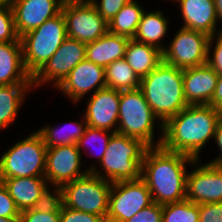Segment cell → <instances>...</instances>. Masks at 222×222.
Listing matches in <instances>:
<instances>
[{
  "label": "cell",
  "mask_w": 222,
  "mask_h": 222,
  "mask_svg": "<svg viewBox=\"0 0 222 222\" xmlns=\"http://www.w3.org/2000/svg\"><path fill=\"white\" fill-rule=\"evenodd\" d=\"M222 113L211 105H188L163 124L157 146L199 159L204 145L214 138Z\"/></svg>",
  "instance_id": "cell-1"
},
{
  "label": "cell",
  "mask_w": 222,
  "mask_h": 222,
  "mask_svg": "<svg viewBox=\"0 0 222 222\" xmlns=\"http://www.w3.org/2000/svg\"><path fill=\"white\" fill-rule=\"evenodd\" d=\"M199 159L171 152L162 146L149 147L142 163V179L151 192L153 202L165 205L186 199V165Z\"/></svg>",
  "instance_id": "cell-2"
},
{
  "label": "cell",
  "mask_w": 222,
  "mask_h": 222,
  "mask_svg": "<svg viewBox=\"0 0 222 222\" xmlns=\"http://www.w3.org/2000/svg\"><path fill=\"white\" fill-rule=\"evenodd\" d=\"M142 91L151 110L161 121L160 128L172 116L188 106L183 88V69L162 61L149 75L141 79Z\"/></svg>",
  "instance_id": "cell-3"
},
{
  "label": "cell",
  "mask_w": 222,
  "mask_h": 222,
  "mask_svg": "<svg viewBox=\"0 0 222 222\" xmlns=\"http://www.w3.org/2000/svg\"><path fill=\"white\" fill-rule=\"evenodd\" d=\"M148 148L140 139L114 132L100 161L106 174L96 171L95 165L88 170L110 183L142 178V163Z\"/></svg>",
  "instance_id": "cell-4"
},
{
  "label": "cell",
  "mask_w": 222,
  "mask_h": 222,
  "mask_svg": "<svg viewBox=\"0 0 222 222\" xmlns=\"http://www.w3.org/2000/svg\"><path fill=\"white\" fill-rule=\"evenodd\" d=\"M66 38V21L62 12L20 37L24 65L31 77L55 54Z\"/></svg>",
  "instance_id": "cell-5"
},
{
  "label": "cell",
  "mask_w": 222,
  "mask_h": 222,
  "mask_svg": "<svg viewBox=\"0 0 222 222\" xmlns=\"http://www.w3.org/2000/svg\"><path fill=\"white\" fill-rule=\"evenodd\" d=\"M47 148L36 131L16 142L0 157V180L15 177H44Z\"/></svg>",
  "instance_id": "cell-6"
},
{
  "label": "cell",
  "mask_w": 222,
  "mask_h": 222,
  "mask_svg": "<svg viewBox=\"0 0 222 222\" xmlns=\"http://www.w3.org/2000/svg\"><path fill=\"white\" fill-rule=\"evenodd\" d=\"M156 118L139 88L120 91L118 133L140 139L149 147H157L153 141Z\"/></svg>",
  "instance_id": "cell-7"
},
{
  "label": "cell",
  "mask_w": 222,
  "mask_h": 222,
  "mask_svg": "<svg viewBox=\"0 0 222 222\" xmlns=\"http://www.w3.org/2000/svg\"><path fill=\"white\" fill-rule=\"evenodd\" d=\"M111 185L89 171L61 186L63 206L102 216L106 220Z\"/></svg>",
  "instance_id": "cell-8"
},
{
  "label": "cell",
  "mask_w": 222,
  "mask_h": 222,
  "mask_svg": "<svg viewBox=\"0 0 222 222\" xmlns=\"http://www.w3.org/2000/svg\"><path fill=\"white\" fill-rule=\"evenodd\" d=\"M153 203L142 178L112 183L106 222H125Z\"/></svg>",
  "instance_id": "cell-9"
},
{
  "label": "cell",
  "mask_w": 222,
  "mask_h": 222,
  "mask_svg": "<svg viewBox=\"0 0 222 222\" xmlns=\"http://www.w3.org/2000/svg\"><path fill=\"white\" fill-rule=\"evenodd\" d=\"M169 47L162 52L163 61L179 69L207 63L210 36L206 33L181 27Z\"/></svg>",
  "instance_id": "cell-10"
},
{
  "label": "cell",
  "mask_w": 222,
  "mask_h": 222,
  "mask_svg": "<svg viewBox=\"0 0 222 222\" xmlns=\"http://www.w3.org/2000/svg\"><path fill=\"white\" fill-rule=\"evenodd\" d=\"M85 58L86 44L67 37L55 54L32 76V88L51 81L57 87Z\"/></svg>",
  "instance_id": "cell-11"
},
{
  "label": "cell",
  "mask_w": 222,
  "mask_h": 222,
  "mask_svg": "<svg viewBox=\"0 0 222 222\" xmlns=\"http://www.w3.org/2000/svg\"><path fill=\"white\" fill-rule=\"evenodd\" d=\"M62 13L66 21L67 37L87 44L108 32V22L91 2L64 5Z\"/></svg>",
  "instance_id": "cell-12"
},
{
  "label": "cell",
  "mask_w": 222,
  "mask_h": 222,
  "mask_svg": "<svg viewBox=\"0 0 222 222\" xmlns=\"http://www.w3.org/2000/svg\"><path fill=\"white\" fill-rule=\"evenodd\" d=\"M81 152L76 144L47 148L44 178L52 186H62L86 175L81 171Z\"/></svg>",
  "instance_id": "cell-13"
},
{
  "label": "cell",
  "mask_w": 222,
  "mask_h": 222,
  "mask_svg": "<svg viewBox=\"0 0 222 222\" xmlns=\"http://www.w3.org/2000/svg\"><path fill=\"white\" fill-rule=\"evenodd\" d=\"M186 199L199 205L222 202V166L205 163L187 173Z\"/></svg>",
  "instance_id": "cell-14"
},
{
  "label": "cell",
  "mask_w": 222,
  "mask_h": 222,
  "mask_svg": "<svg viewBox=\"0 0 222 222\" xmlns=\"http://www.w3.org/2000/svg\"><path fill=\"white\" fill-rule=\"evenodd\" d=\"M106 88L105 68L94 64L86 58L80 62L56 87L77 103L87 93Z\"/></svg>",
  "instance_id": "cell-15"
},
{
  "label": "cell",
  "mask_w": 222,
  "mask_h": 222,
  "mask_svg": "<svg viewBox=\"0 0 222 222\" xmlns=\"http://www.w3.org/2000/svg\"><path fill=\"white\" fill-rule=\"evenodd\" d=\"M19 37L62 12L59 0H9Z\"/></svg>",
  "instance_id": "cell-16"
},
{
  "label": "cell",
  "mask_w": 222,
  "mask_h": 222,
  "mask_svg": "<svg viewBox=\"0 0 222 222\" xmlns=\"http://www.w3.org/2000/svg\"><path fill=\"white\" fill-rule=\"evenodd\" d=\"M88 101L83 115L87 126L117 132L120 91L106 87L91 94Z\"/></svg>",
  "instance_id": "cell-17"
},
{
  "label": "cell",
  "mask_w": 222,
  "mask_h": 222,
  "mask_svg": "<svg viewBox=\"0 0 222 222\" xmlns=\"http://www.w3.org/2000/svg\"><path fill=\"white\" fill-rule=\"evenodd\" d=\"M218 76L207 63L183 69V88L188 105H209Z\"/></svg>",
  "instance_id": "cell-18"
},
{
  "label": "cell",
  "mask_w": 222,
  "mask_h": 222,
  "mask_svg": "<svg viewBox=\"0 0 222 222\" xmlns=\"http://www.w3.org/2000/svg\"><path fill=\"white\" fill-rule=\"evenodd\" d=\"M175 1V0H174ZM179 2L184 24L182 27L214 36L218 16L214 0H176Z\"/></svg>",
  "instance_id": "cell-19"
},
{
  "label": "cell",
  "mask_w": 222,
  "mask_h": 222,
  "mask_svg": "<svg viewBox=\"0 0 222 222\" xmlns=\"http://www.w3.org/2000/svg\"><path fill=\"white\" fill-rule=\"evenodd\" d=\"M32 84L21 42H0V85Z\"/></svg>",
  "instance_id": "cell-20"
},
{
  "label": "cell",
  "mask_w": 222,
  "mask_h": 222,
  "mask_svg": "<svg viewBox=\"0 0 222 222\" xmlns=\"http://www.w3.org/2000/svg\"><path fill=\"white\" fill-rule=\"evenodd\" d=\"M129 38L107 32L94 42L86 44V59L105 68L124 58Z\"/></svg>",
  "instance_id": "cell-21"
},
{
  "label": "cell",
  "mask_w": 222,
  "mask_h": 222,
  "mask_svg": "<svg viewBox=\"0 0 222 222\" xmlns=\"http://www.w3.org/2000/svg\"><path fill=\"white\" fill-rule=\"evenodd\" d=\"M2 182L20 212L32 209L34 203L48 187V182L44 177L6 178Z\"/></svg>",
  "instance_id": "cell-22"
},
{
  "label": "cell",
  "mask_w": 222,
  "mask_h": 222,
  "mask_svg": "<svg viewBox=\"0 0 222 222\" xmlns=\"http://www.w3.org/2000/svg\"><path fill=\"white\" fill-rule=\"evenodd\" d=\"M124 59L140 79L149 75L162 61L158 48L129 39Z\"/></svg>",
  "instance_id": "cell-23"
},
{
  "label": "cell",
  "mask_w": 222,
  "mask_h": 222,
  "mask_svg": "<svg viewBox=\"0 0 222 222\" xmlns=\"http://www.w3.org/2000/svg\"><path fill=\"white\" fill-rule=\"evenodd\" d=\"M168 20L159 10L143 12L139 25L133 39L140 43L152 45L162 52L166 46L161 45V39L165 36L168 29Z\"/></svg>",
  "instance_id": "cell-24"
},
{
  "label": "cell",
  "mask_w": 222,
  "mask_h": 222,
  "mask_svg": "<svg viewBox=\"0 0 222 222\" xmlns=\"http://www.w3.org/2000/svg\"><path fill=\"white\" fill-rule=\"evenodd\" d=\"M31 87L32 84L0 85V129L7 128L15 120Z\"/></svg>",
  "instance_id": "cell-25"
},
{
  "label": "cell",
  "mask_w": 222,
  "mask_h": 222,
  "mask_svg": "<svg viewBox=\"0 0 222 222\" xmlns=\"http://www.w3.org/2000/svg\"><path fill=\"white\" fill-rule=\"evenodd\" d=\"M144 12L141 5L132 0L125 4L123 8L108 22V31L133 39Z\"/></svg>",
  "instance_id": "cell-26"
},
{
  "label": "cell",
  "mask_w": 222,
  "mask_h": 222,
  "mask_svg": "<svg viewBox=\"0 0 222 222\" xmlns=\"http://www.w3.org/2000/svg\"><path fill=\"white\" fill-rule=\"evenodd\" d=\"M106 87L118 91L135 90L140 87L141 79L122 58L105 67Z\"/></svg>",
  "instance_id": "cell-27"
},
{
  "label": "cell",
  "mask_w": 222,
  "mask_h": 222,
  "mask_svg": "<svg viewBox=\"0 0 222 222\" xmlns=\"http://www.w3.org/2000/svg\"><path fill=\"white\" fill-rule=\"evenodd\" d=\"M85 121V122H83ZM73 122H69V127L67 125L62 127L65 129H69L68 132H64V134L61 132L62 128L58 130L59 128H54L52 126H45L42 129L38 130L37 132L42 137V140L46 146V148H51L55 146H66V145H73L78 142V140L84 135L87 126L86 120H82V122H76L75 124H72ZM84 123V124H83ZM73 127H72V125ZM67 133V134H65Z\"/></svg>",
  "instance_id": "cell-28"
},
{
  "label": "cell",
  "mask_w": 222,
  "mask_h": 222,
  "mask_svg": "<svg viewBox=\"0 0 222 222\" xmlns=\"http://www.w3.org/2000/svg\"><path fill=\"white\" fill-rule=\"evenodd\" d=\"M162 222H199V204L184 199L162 205Z\"/></svg>",
  "instance_id": "cell-29"
},
{
  "label": "cell",
  "mask_w": 222,
  "mask_h": 222,
  "mask_svg": "<svg viewBox=\"0 0 222 222\" xmlns=\"http://www.w3.org/2000/svg\"><path fill=\"white\" fill-rule=\"evenodd\" d=\"M0 42H21L15 29L13 9L9 1H0Z\"/></svg>",
  "instance_id": "cell-30"
},
{
  "label": "cell",
  "mask_w": 222,
  "mask_h": 222,
  "mask_svg": "<svg viewBox=\"0 0 222 222\" xmlns=\"http://www.w3.org/2000/svg\"><path fill=\"white\" fill-rule=\"evenodd\" d=\"M54 187H57L54 189V194L50 192L52 190H49L47 187L45 188L39 199L34 203L33 210L41 213L61 212L63 205L61 187Z\"/></svg>",
  "instance_id": "cell-31"
},
{
  "label": "cell",
  "mask_w": 222,
  "mask_h": 222,
  "mask_svg": "<svg viewBox=\"0 0 222 222\" xmlns=\"http://www.w3.org/2000/svg\"><path fill=\"white\" fill-rule=\"evenodd\" d=\"M108 133H109L108 130L87 127L84 135L76 143L77 148L81 152L82 147L86 146L90 142L92 143V141H93L95 143V142H97V140H100V141L102 140L101 142H99V143H102V147H101V149L99 148L100 151L97 152L98 162H100L103 158V155H104L106 149H107L109 139L111 138V136L114 132L110 133L109 135H108Z\"/></svg>",
  "instance_id": "cell-32"
},
{
  "label": "cell",
  "mask_w": 222,
  "mask_h": 222,
  "mask_svg": "<svg viewBox=\"0 0 222 222\" xmlns=\"http://www.w3.org/2000/svg\"><path fill=\"white\" fill-rule=\"evenodd\" d=\"M216 35V36H215ZM214 36H211L208 44V56H207V64L218 74L222 75V29L217 31ZM216 39H215V38ZM214 39L216 40V44L213 50V55H210L211 46L213 45Z\"/></svg>",
  "instance_id": "cell-33"
},
{
  "label": "cell",
  "mask_w": 222,
  "mask_h": 222,
  "mask_svg": "<svg viewBox=\"0 0 222 222\" xmlns=\"http://www.w3.org/2000/svg\"><path fill=\"white\" fill-rule=\"evenodd\" d=\"M60 222H106L102 216L70 209L62 205Z\"/></svg>",
  "instance_id": "cell-34"
},
{
  "label": "cell",
  "mask_w": 222,
  "mask_h": 222,
  "mask_svg": "<svg viewBox=\"0 0 222 222\" xmlns=\"http://www.w3.org/2000/svg\"><path fill=\"white\" fill-rule=\"evenodd\" d=\"M132 0H92L91 3L96 7L98 13L109 22L125 4Z\"/></svg>",
  "instance_id": "cell-35"
},
{
  "label": "cell",
  "mask_w": 222,
  "mask_h": 222,
  "mask_svg": "<svg viewBox=\"0 0 222 222\" xmlns=\"http://www.w3.org/2000/svg\"><path fill=\"white\" fill-rule=\"evenodd\" d=\"M0 217L19 218L20 211L16 207L14 200L9 196L7 188L0 180Z\"/></svg>",
  "instance_id": "cell-36"
},
{
  "label": "cell",
  "mask_w": 222,
  "mask_h": 222,
  "mask_svg": "<svg viewBox=\"0 0 222 222\" xmlns=\"http://www.w3.org/2000/svg\"><path fill=\"white\" fill-rule=\"evenodd\" d=\"M125 222H162V205L153 202Z\"/></svg>",
  "instance_id": "cell-37"
},
{
  "label": "cell",
  "mask_w": 222,
  "mask_h": 222,
  "mask_svg": "<svg viewBox=\"0 0 222 222\" xmlns=\"http://www.w3.org/2000/svg\"><path fill=\"white\" fill-rule=\"evenodd\" d=\"M199 222H222V202L200 204Z\"/></svg>",
  "instance_id": "cell-38"
},
{
  "label": "cell",
  "mask_w": 222,
  "mask_h": 222,
  "mask_svg": "<svg viewBox=\"0 0 222 222\" xmlns=\"http://www.w3.org/2000/svg\"><path fill=\"white\" fill-rule=\"evenodd\" d=\"M19 222H60V212L41 213L27 209L20 212Z\"/></svg>",
  "instance_id": "cell-39"
},
{
  "label": "cell",
  "mask_w": 222,
  "mask_h": 222,
  "mask_svg": "<svg viewBox=\"0 0 222 222\" xmlns=\"http://www.w3.org/2000/svg\"><path fill=\"white\" fill-rule=\"evenodd\" d=\"M209 105L218 109L222 113V75L218 76L216 89Z\"/></svg>",
  "instance_id": "cell-40"
},
{
  "label": "cell",
  "mask_w": 222,
  "mask_h": 222,
  "mask_svg": "<svg viewBox=\"0 0 222 222\" xmlns=\"http://www.w3.org/2000/svg\"><path fill=\"white\" fill-rule=\"evenodd\" d=\"M214 139L217 142L216 144L220 149L221 155H219V157L217 158H213V160L210 161L209 163L217 165V166H222V119L219 121L217 125Z\"/></svg>",
  "instance_id": "cell-41"
},
{
  "label": "cell",
  "mask_w": 222,
  "mask_h": 222,
  "mask_svg": "<svg viewBox=\"0 0 222 222\" xmlns=\"http://www.w3.org/2000/svg\"><path fill=\"white\" fill-rule=\"evenodd\" d=\"M92 0H59V2L64 6V5H69V4H86L90 3Z\"/></svg>",
  "instance_id": "cell-42"
},
{
  "label": "cell",
  "mask_w": 222,
  "mask_h": 222,
  "mask_svg": "<svg viewBox=\"0 0 222 222\" xmlns=\"http://www.w3.org/2000/svg\"><path fill=\"white\" fill-rule=\"evenodd\" d=\"M218 19L222 21V0H214Z\"/></svg>",
  "instance_id": "cell-43"
},
{
  "label": "cell",
  "mask_w": 222,
  "mask_h": 222,
  "mask_svg": "<svg viewBox=\"0 0 222 222\" xmlns=\"http://www.w3.org/2000/svg\"><path fill=\"white\" fill-rule=\"evenodd\" d=\"M0 222H19V218H4V217H0Z\"/></svg>",
  "instance_id": "cell-44"
}]
</instances>
